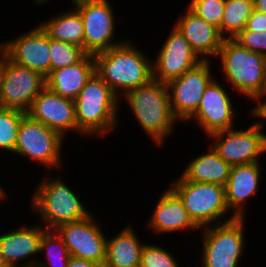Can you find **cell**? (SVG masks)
Returning <instances> with one entry per match:
<instances>
[{"label": "cell", "mask_w": 266, "mask_h": 267, "mask_svg": "<svg viewBox=\"0 0 266 267\" xmlns=\"http://www.w3.org/2000/svg\"><path fill=\"white\" fill-rule=\"evenodd\" d=\"M245 218L201 228V267H238L244 254Z\"/></svg>", "instance_id": "cell-7"}, {"label": "cell", "mask_w": 266, "mask_h": 267, "mask_svg": "<svg viewBox=\"0 0 266 267\" xmlns=\"http://www.w3.org/2000/svg\"><path fill=\"white\" fill-rule=\"evenodd\" d=\"M0 51L15 64L45 78L51 72L50 38L39 24L13 39L0 41Z\"/></svg>", "instance_id": "cell-14"}, {"label": "cell", "mask_w": 266, "mask_h": 267, "mask_svg": "<svg viewBox=\"0 0 266 267\" xmlns=\"http://www.w3.org/2000/svg\"><path fill=\"white\" fill-rule=\"evenodd\" d=\"M132 225L125 227L107 238L106 259L104 267H140L143 245Z\"/></svg>", "instance_id": "cell-23"}, {"label": "cell", "mask_w": 266, "mask_h": 267, "mask_svg": "<svg viewBox=\"0 0 266 267\" xmlns=\"http://www.w3.org/2000/svg\"><path fill=\"white\" fill-rule=\"evenodd\" d=\"M0 267H10L0 253Z\"/></svg>", "instance_id": "cell-37"}, {"label": "cell", "mask_w": 266, "mask_h": 267, "mask_svg": "<svg viewBox=\"0 0 266 267\" xmlns=\"http://www.w3.org/2000/svg\"><path fill=\"white\" fill-rule=\"evenodd\" d=\"M46 87L40 73L15 64L0 51V107L27 113Z\"/></svg>", "instance_id": "cell-9"}, {"label": "cell", "mask_w": 266, "mask_h": 267, "mask_svg": "<svg viewBox=\"0 0 266 267\" xmlns=\"http://www.w3.org/2000/svg\"><path fill=\"white\" fill-rule=\"evenodd\" d=\"M49 0H33V2L35 3V5H43V4H47Z\"/></svg>", "instance_id": "cell-38"}, {"label": "cell", "mask_w": 266, "mask_h": 267, "mask_svg": "<svg viewBox=\"0 0 266 267\" xmlns=\"http://www.w3.org/2000/svg\"><path fill=\"white\" fill-rule=\"evenodd\" d=\"M64 137L26 114L20 124L13 154L35 161L50 170L62 165Z\"/></svg>", "instance_id": "cell-8"}, {"label": "cell", "mask_w": 266, "mask_h": 267, "mask_svg": "<svg viewBox=\"0 0 266 267\" xmlns=\"http://www.w3.org/2000/svg\"><path fill=\"white\" fill-rule=\"evenodd\" d=\"M230 170L231 166L210 145L206 153L202 152L189 162L181 176L188 181L225 186Z\"/></svg>", "instance_id": "cell-24"}, {"label": "cell", "mask_w": 266, "mask_h": 267, "mask_svg": "<svg viewBox=\"0 0 266 267\" xmlns=\"http://www.w3.org/2000/svg\"><path fill=\"white\" fill-rule=\"evenodd\" d=\"M229 87L254 102L266 93V57L241 46L234 39H224L216 56Z\"/></svg>", "instance_id": "cell-4"}, {"label": "cell", "mask_w": 266, "mask_h": 267, "mask_svg": "<svg viewBox=\"0 0 266 267\" xmlns=\"http://www.w3.org/2000/svg\"><path fill=\"white\" fill-rule=\"evenodd\" d=\"M126 39L121 44L94 54L95 73L121 97L131 89L145 85L153 79V58L146 56ZM122 94V96L120 95Z\"/></svg>", "instance_id": "cell-1"}, {"label": "cell", "mask_w": 266, "mask_h": 267, "mask_svg": "<svg viewBox=\"0 0 266 267\" xmlns=\"http://www.w3.org/2000/svg\"><path fill=\"white\" fill-rule=\"evenodd\" d=\"M67 267H104V266L91 260H85L71 256Z\"/></svg>", "instance_id": "cell-35"}, {"label": "cell", "mask_w": 266, "mask_h": 267, "mask_svg": "<svg viewBox=\"0 0 266 267\" xmlns=\"http://www.w3.org/2000/svg\"><path fill=\"white\" fill-rule=\"evenodd\" d=\"M6 195L7 194H6L5 189L2 186H0V197H7Z\"/></svg>", "instance_id": "cell-39"}, {"label": "cell", "mask_w": 266, "mask_h": 267, "mask_svg": "<svg viewBox=\"0 0 266 267\" xmlns=\"http://www.w3.org/2000/svg\"><path fill=\"white\" fill-rule=\"evenodd\" d=\"M187 6L202 19L219 29L225 8V0H190Z\"/></svg>", "instance_id": "cell-30"}, {"label": "cell", "mask_w": 266, "mask_h": 267, "mask_svg": "<svg viewBox=\"0 0 266 267\" xmlns=\"http://www.w3.org/2000/svg\"><path fill=\"white\" fill-rule=\"evenodd\" d=\"M254 10L266 14V0H253Z\"/></svg>", "instance_id": "cell-36"}, {"label": "cell", "mask_w": 266, "mask_h": 267, "mask_svg": "<svg viewBox=\"0 0 266 267\" xmlns=\"http://www.w3.org/2000/svg\"><path fill=\"white\" fill-rule=\"evenodd\" d=\"M158 52L152 61L153 79L164 83L180 77L202 61L175 26Z\"/></svg>", "instance_id": "cell-16"}, {"label": "cell", "mask_w": 266, "mask_h": 267, "mask_svg": "<svg viewBox=\"0 0 266 267\" xmlns=\"http://www.w3.org/2000/svg\"><path fill=\"white\" fill-rule=\"evenodd\" d=\"M258 121L247 129H227L210 134V145L231 167L260 162L266 153V133Z\"/></svg>", "instance_id": "cell-10"}, {"label": "cell", "mask_w": 266, "mask_h": 267, "mask_svg": "<svg viewBox=\"0 0 266 267\" xmlns=\"http://www.w3.org/2000/svg\"><path fill=\"white\" fill-rule=\"evenodd\" d=\"M170 188L179 196L191 220L199 229L236 218L226 205L225 186L188 181L180 175L171 182ZM225 214L229 215L228 218Z\"/></svg>", "instance_id": "cell-6"}, {"label": "cell", "mask_w": 266, "mask_h": 267, "mask_svg": "<svg viewBox=\"0 0 266 267\" xmlns=\"http://www.w3.org/2000/svg\"><path fill=\"white\" fill-rule=\"evenodd\" d=\"M48 177V178H47ZM41 176L31 197V211L37 214L45 229L80 220L92 212L83 205L77 193L73 192L61 177ZM46 225V226H45Z\"/></svg>", "instance_id": "cell-5"}, {"label": "cell", "mask_w": 266, "mask_h": 267, "mask_svg": "<svg viewBox=\"0 0 266 267\" xmlns=\"http://www.w3.org/2000/svg\"><path fill=\"white\" fill-rule=\"evenodd\" d=\"M172 255L160 245L145 243L141 251L140 267H179V261Z\"/></svg>", "instance_id": "cell-31"}, {"label": "cell", "mask_w": 266, "mask_h": 267, "mask_svg": "<svg viewBox=\"0 0 266 267\" xmlns=\"http://www.w3.org/2000/svg\"><path fill=\"white\" fill-rule=\"evenodd\" d=\"M260 162L232 166L225 185V200L230 212L236 218H244L245 203L256 196L261 179ZM245 212V213H244Z\"/></svg>", "instance_id": "cell-21"}, {"label": "cell", "mask_w": 266, "mask_h": 267, "mask_svg": "<svg viewBox=\"0 0 266 267\" xmlns=\"http://www.w3.org/2000/svg\"><path fill=\"white\" fill-rule=\"evenodd\" d=\"M74 102L80 137H105L118 129L120 99L96 73L86 82Z\"/></svg>", "instance_id": "cell-3"}, {"label": "cell", "mask_w": 266, "mask_h": 267, "mask_svg": "<svg viewBox=\"0 0 266 267\" xmlns=\"http://www.w3.org/2000/svg\"><path fill=\"white\" fill-rule=\"evenodd\" d=\"M211 60H202L180 77L167 83L171 108L179 122H186L198 109L205 88L215 78Z\"/></svg>", "instance_id": "cell-12"}, {"label": "cell", "mask_w": 266, "mask_h": 267, "mask_svg": "<svg viewBox=\"0 0 266 267\" xmlns=\"http://www.w3.org/2000/svg\"><path fill=\"white\" fill-rule=\"evenodd\" d=\"M123 96L141 129L153 139L155 147L166 143L165 139L179 122L172 112L167 83L152 79Z\"/></svg>", "instance_id": "cell-2"}, {"label": "cell", "mask_w": 266, "mask_h": 267, "mask_svg": "<svg viewBox=\"0 0 266 267\" xmlns=\"http://www.w3.org/2000/svg\"><path fill=\"white\" fill-rule=\"evenodd\" d=\"M46 230L41 224H26L0 233V253L6 263L10 267H35L39 261L35 256L40 253V241Z\"/></svg>", "instance_id": "cell-18"}, {"label": "cell", "mask_w": 266, "mask_h": 267, "mask_svg": "<svg viewBox=\"0 0 266 267\" xmlns=\"http://www.w3.org/2000/svg\"><path fill=\"white\" fill-rule=\"evenodd\" d=\"M147 226L156 235L200 230L191 220L179 196L170 188L162 191Z\"/></svg>", "instance_id": "cell-20"}, {"label": "cell", "mask_w": 266, "mask_h": 267, "mask_svg": "<svg viewBox=\"0 0 266 267\" xmlns=\"http://www.w3.org/2000/svg\"><path fill=\"white\" fill-rule=\"evenodd\" d=\"M54 230L62 238L70 256L105 265L107 237L93 213L86 218L61 224Z\"/></svg>", "instance_id": "cell-13"}, {"label": "cell", "mask_w": 266, "mask_h": 267, "mask_svg": "<svg viewBox=\"0 0 266 267\" xmlns=\"http://www.w3.org/2000/svg\"><path fill=\"white\" fill-rule=\"evenodd\" d=\"M70 1H72V5L74 6V5H76V4H79V3H82V2H86V1H88V0H70Z\"/></svg>", "instance_id": "cell-40"}, {"label": "cell", "mask_w": 266, "mask_h": 267, "mask_svg": "<svg viewBox=\"0 0 266 267\" xmlns=\"http://www.w3.org/2000/svg\"><path fill=\"white\" fill-rule=\"evenodd\" d=\"M74 8L80 13L83 21V49L88 54L94 55L108 50L126 40H114L116 16L108 0H88L74 5Z\"/></svg>", "instance_id": "cell-11"}, {"label": "cell", "mask_w": 266, "mask_h": 267, "mask_svg": "<svg viewBox=\"0 0 266 267\" xmlns=\"http://www.w3.org/2000/svg\"><path fill=\"white\" fill-rule=\"evenodd\" d=\"M39 252L40 256L43 252L46 258L44 262L37 261L35 267H67L71 257L62 238L54 229H47L43 233Z\"/></svg>", "instance_id": "cell-27"}, {"label": "cell", "mask_w": 266, "mask_h": 267, "mask_svg": "<svg viewBox=\"0 0 266 267\" xmlns=\"http://www.w3.org/2000/svg\"><path fill=\"white\" fill-rule=\"evenodd\" d=\"M183 14H179L174 26L180 31L190 44L191 49L201 60L216 58L224 38L215 26L209 24L189 7Z\"/></svg>", "instance_id": "cell-19"}, {"label": "cell", "mask_w": 266, "mask_h": 267, "mask_svg": "<svg viewBox=\"0 0 266 267\" xmlns=\"http://www.w3.org/2000/svg\"><path fill=\"white\" fill-rule=\"evenodd\" d=\"M6 197H0V201L5 200Z\"/></svg>", "instance_id": "cell-41"}, {"label": "cell", "mask_w": 266, "mask_h": 267, "mask_svg": "<svg viewBox=\"0 0 266 267\" xmlns=\"http://www.w3.org/2000/svg\"><path fill=\"white\" fill-rule=\"evenodd\" d=\"M50 39L83 48L84 26L80 13L73 7L51 16L39 24Z\"/></svg>", "instance_id": "cell-25"}, {"label": "cell", "mask_w": 266, "mask_h": 267, "mask_svg": "<svg viewBox=\"0 0 266 267\" xmlns=\"http://www.w3.org/2000/svg\"><path fill=\"white\" fill-rule=\"evenodd\" d=\"M94 73V56L87 54L76 64L52 70L45 78L46 87L62 97L75 100Z\"/></svg>", "instance_id": "cell-22"}, {"label": "cell", "mask_w": 266, "mask_h": 267, "mask_svg": "<svg viewBox=\"0 0 266 267\" xmlns=\"http://www.w3.org/2000/svg\"><path fill=\"white\" fill-rule=\"evenodd\" d=\"M27 114L66 138L70 131L77 132L75 102L45 87L34 99Z\"/></svg>", "instance_id": "cell-17"}, {"label": "cell", "mask_w": 266, "mask_h": 267, "mask_svg": "<svg viewBox=\"0 0 266 267\" xmlns=\"http://www.w3.org/2000/svg\"><path fill=\"white\" fill-rule=\"evenodd\" d=\"M217 80L214 78L205 88L198 109L187 120V122L196 121V125L198 124L207 136L214 132L236 128L235 117L239 114L233 106L234 101L227 87H223Z\"/></svg>", "instance_id": "cell-15"}, {"label": "cell", "mask_w": 266, "mask_h": 267, "mask_svg": "<svg viewBox=\"0 0 266 267\" xmlns=\"http://www.w3.org/2000/svg\"><path fill=\"white\" fill-rule=\"evenodd\" d=\"M243 30L266 31V14L254 10L246 22Z\"/></svg>", "instance_id": "cell-33"}, {"label": "cell", "mask_w": 266, "mask_h": 267, "mask_svg": "<svg viewBox=\"0 0 266 267\" xmlns=\"http://www.w3.org/2000/svg\"><path fill=\"white\" fill-rule=\"evenodd\" d=\"M233 39L246 49L266 57V31L242 30Z\"/></svg>", "instance_id": "cell-32"}, {"label": "cell", "mask_w": 266, "mask_h": 267, "mask_svg": "<svg viewBox=\"0 0 266 267\" xmlns=\"http://www.w3.org/2000/svg\"><path fill=\"white\" fill-rule=\"evenodd\" d=\"M253 11V0H225L221 36L224 39L235 38L245 28Z\"/></svg>", "instance_id": "cell-26"}, {"label": "cell", "mask_w": 266, "mask_h": 267, "mask_svg": "<svg viewBox=\"0 0 266 267\" xmlns=\"http://www.w3.org/2000/svg\"><path fill=\"white\" fill-rule=\"evenodd\" d=\"M255 104L256 105L250 109L249 114H252L251 117H258V122L265 128L264 124H266V93Z\"/></svg>", "instance_id": "cell-34"}, {"label": "cell", "mask_w": 266, "mask_h": 267, "mask_svg": "<svg viewBox=\"0 0 266 267\" xmlns=\"http://www.w3.org/2000/svg\"><path fill=\"white\" fill-rule=\"evenodd\" d=\"M87 54L80 46L50 39L51 71L76 64Z\"/></svg>", "instance_id": "cell-29"}, {"label": "cell", "mask_w": 266, "mask_h": 267, "mask_svg": "<svg viewBox=\"0 0 266 267\" xmlns=\"http://www.w3.org/2000/svg\"><path fill=\"white\" fill-rule=\"evenodd\" d=\"M27 113L0 107V150L14 153L19 124Z\"/></svg>", "instance_id": "cell-28"}]
</instances>
